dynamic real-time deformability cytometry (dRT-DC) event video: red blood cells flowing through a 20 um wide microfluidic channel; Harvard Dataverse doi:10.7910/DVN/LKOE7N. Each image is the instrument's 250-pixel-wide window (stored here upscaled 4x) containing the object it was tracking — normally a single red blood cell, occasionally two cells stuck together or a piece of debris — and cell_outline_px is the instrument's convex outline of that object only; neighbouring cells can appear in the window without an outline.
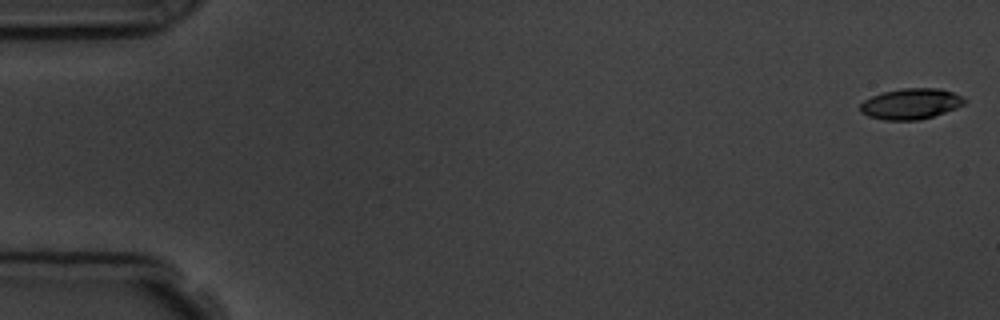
{"species": "common noctule bat (a hibernating species)", "species_latin": "Nyctalus noctula", "temperature_condition": "room temperature", "stored_images_in_passage": 5, "camera_frame_rate_fps": 3000, "um_per_image_px": 0.085, "animal": {"sex": "male", "body_mass_g": 19.5, "forearm_length_mm": 54.6}, "frame": {"image": 1, "passage_image": 1, "time_ms": 0.0, "image_size_px": [1000, 320], "cell_outline_px": [[968, 100], [964, 104], [956, 108], [920, 120], [884, 120], [868, 116], [860, 112], [860, 104], [864, 100], [872, 96], [884, 92], [904, 88], [940, 88], [952, 92]], "centroid_in_image_um": [77.41, 8.83], "position_along_channel_um": 7.6, "area_um2": 18.61}}
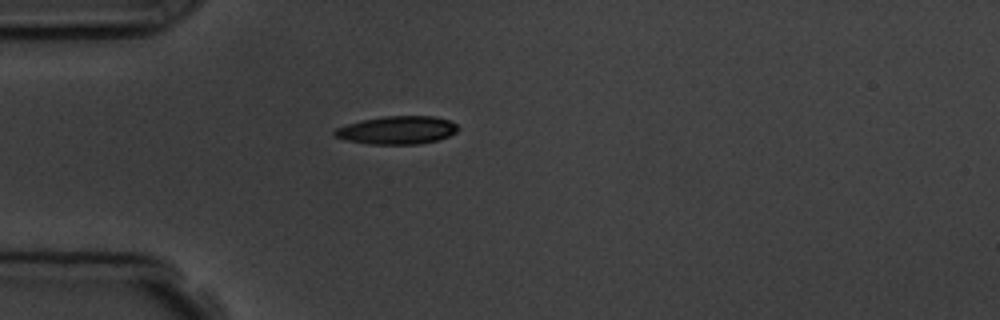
{"frame": {"image": 2, "passage_image": 5, "time_ms": 4.667, "image_size_px": [1000, 320], "cell_outline_px": [[460, 128], [456, 132], [448, 136], [436, 140], [416, 144], [368, 144], [348, 140], [336, 136], [332, 132], [336, 128], [348, 124], [364, 120], [384, 116], [432, 116], [448, 120], [456, 124]], "centroid_in_image_um": [33.77, 11.06], "position_along_channel_um": 51.2, "area_um2": 19.88}}